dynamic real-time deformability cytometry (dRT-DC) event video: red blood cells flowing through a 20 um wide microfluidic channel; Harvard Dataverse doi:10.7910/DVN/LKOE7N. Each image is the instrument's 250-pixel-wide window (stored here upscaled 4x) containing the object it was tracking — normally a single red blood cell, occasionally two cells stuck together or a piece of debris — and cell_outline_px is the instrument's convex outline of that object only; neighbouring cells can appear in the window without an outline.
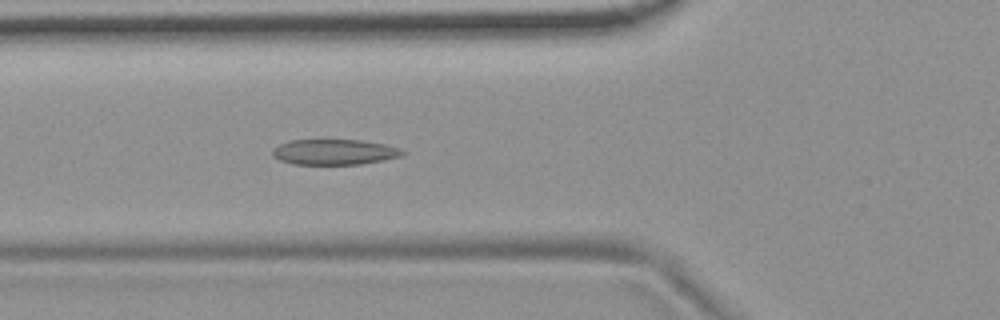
{"species": "common noctule bat (a hibernating species)", "species_latin": "Nyctalus noctula", "temperature_condition": "room temperature", "stored_images_in_passage": 54, "camera_frame_rate_fps": 3000, "um_per_image_px": 0.085, "animal": {"sex": "female", "body_mass_g": 19.9}, "frame": {"image": 1, "passage_image": 20, "time_ms": 6.333, "image_size_px": [1000, 320], "cell_outline_px": [[404, 152], [400, 156], [384, 160], [360, 164], [292, 164], [280, 160], [272, 156], [272, 152], [280, 144], [288, 140], [360, 140], [384, 144], [400, 148]], "centroid_in_image_um": [28.4, 12.92], "position_along_channel_um": 97.4, "area_um2": 19.13}}
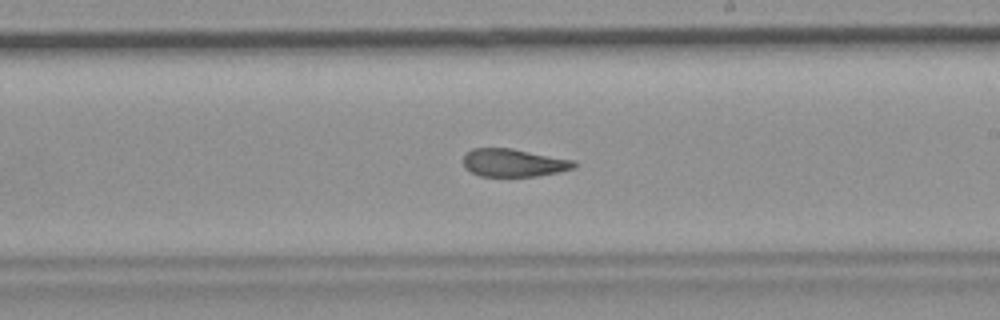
{"frame": {"image": 2, "passage_image": 32, "time_ms": 10.333, "image_size_px": [1000, 320], "cell_outline_px": [[576, 164], [572, 168], [560, 172], [536, 176], [480, 176], [464, 168], [464, 156], [472, 148], [512, 148], [576, 160]], "centroid_in_image_um": [43.67, 13.83], "position_along_channel_um": 245.3, "area_um2": 18.03}}
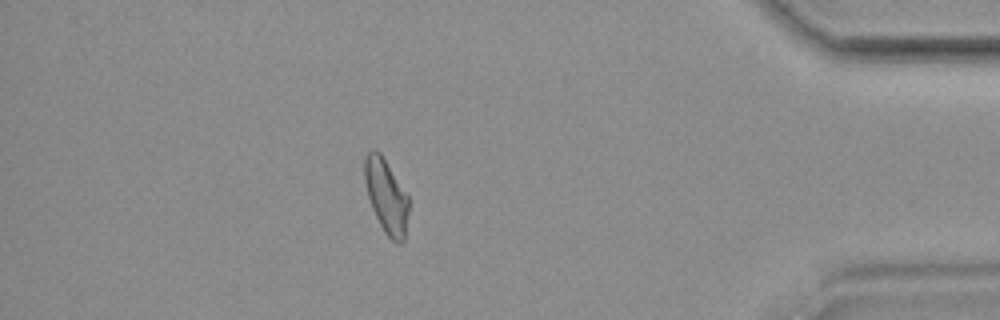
{"frame": {"image": 3, "passage_image": 48, "time_ms": 15.667, "image_size_px": [1000, 320], "cell_outline_px": [[408, 212], [404, 240], [400, 244], [396, 244], [384, 232], [372, 208], [368, 196], [364, 180], [364, 156], [372, 148], [376, 148], [380, 152], [408, 196]], "centroid_in_image_um": [32.81, 16.65], "position_along_channel_um": 402.4, "area_um2": 18.96}, "authors_computed_cell_mechanics": {"area_um2": 19.5942, "velocity_mm_per_s": 3.6986, "shape_relaxation_time_tau1_ms": null, "shape_relaxation_time_tau2_ms": 2.6466, "deformation_change_tau1": null, "deformation_change_tau2": 0.0959}}